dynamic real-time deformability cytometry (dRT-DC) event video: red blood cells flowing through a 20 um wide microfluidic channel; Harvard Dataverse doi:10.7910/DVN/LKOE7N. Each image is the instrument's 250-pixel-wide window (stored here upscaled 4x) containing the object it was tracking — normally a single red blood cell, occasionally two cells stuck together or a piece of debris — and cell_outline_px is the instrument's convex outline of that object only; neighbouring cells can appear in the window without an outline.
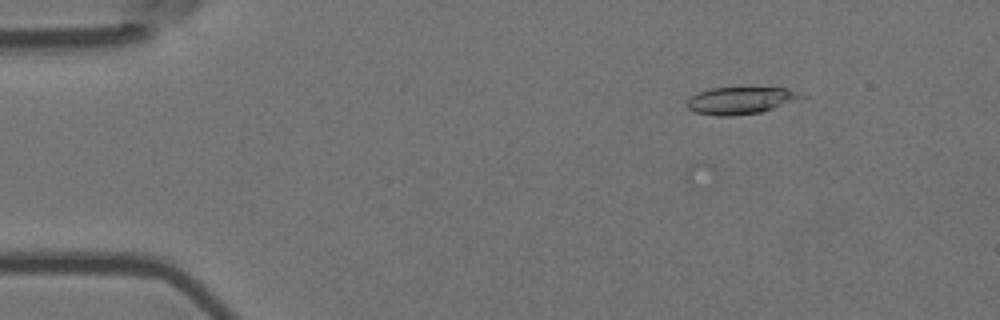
{"species": "Egyptian fruit bat (a non-hibernating species)", "species_latin": "Rousettus aegyptiacus", "temperature_condition": "room temperature", "stored_images_in_passage": 6, "camera_frame_rate_fps": 3000, "um_per_image_px": 0.085, "animal": {"sex": "female"}, "frame": {"image": 1, "passage_image": 4, "time_ms": 1.0, "image_size_px": [1000, 320], "cell_outline_px": [[808, 96], [760, 112], [728, 116], [716, 116], [696, 112], [688, 108], [684, 104], [692, 96], [700, 92], [712, 88], [788, 88]], "centroid_in_image_um": [62.93, 8.54], "position_along_channel_um": 22.1, "area_um2": 17.74}}